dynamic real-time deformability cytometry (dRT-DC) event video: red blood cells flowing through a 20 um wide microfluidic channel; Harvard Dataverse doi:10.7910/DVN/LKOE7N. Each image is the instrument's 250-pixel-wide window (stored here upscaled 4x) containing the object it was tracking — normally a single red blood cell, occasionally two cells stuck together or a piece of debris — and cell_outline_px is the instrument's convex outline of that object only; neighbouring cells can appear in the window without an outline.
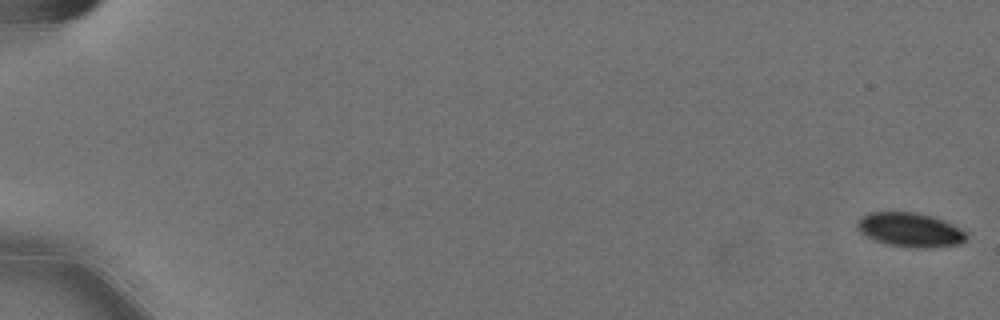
{"species": "Egyptian fruit bat (a non-hibernating species)", "species_latin": "Rousettus aegyptiacus", "temperature_condition": "cold", "stored_images_in_passage": 59, "camera_frame_rate_fps": 3000, "um_per_image_px": 0.085, "animal": {"sex": "female"}, "frame": {"image": 1, "passage_image": 1, "time_ms": 0.0, "image_size_px": [1000, 320], "cell_outline_px": [[968, 236], [960, 244], [928, 248], [912, 248], [888, 244], [876, 240], [860, 232], [856, 228], [856, 224], [860, 216], [868, 212], [916, 212], [932, 216], [944, 220], [960, 228]], "centroid_in_image_um": [77.34, 19.52], "position_along_channel_um": 7.7, "area_um2": 21.79}}
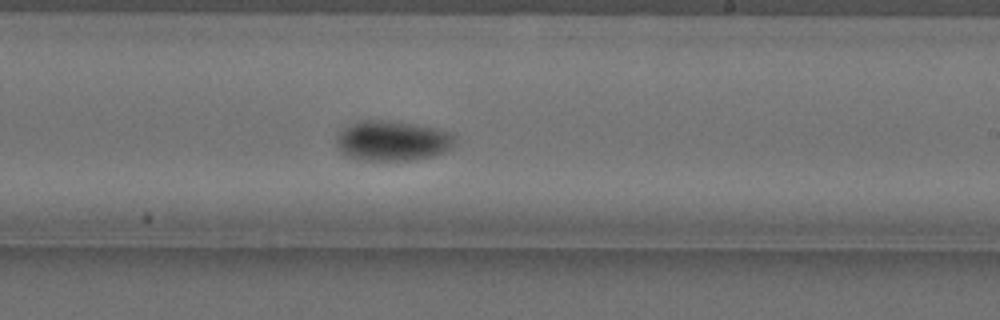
{"frame": {"image": 2, "passage_image": 37, "time_ms": 12.0, "image_size_px": [1000, 320], "cell_outline_px": [[456, 136], [452, 148], [436, 156], [416, 160], [364, 160], [344, 156], [336, 148], [336, 136], [344, 128], [360, 120], [388, 120], [416, 124], [456, 132]], "centroid_in_image_um": [33.39, 11.97], "position_along_channel_um": 255.6, "area_um2": 28.32}}
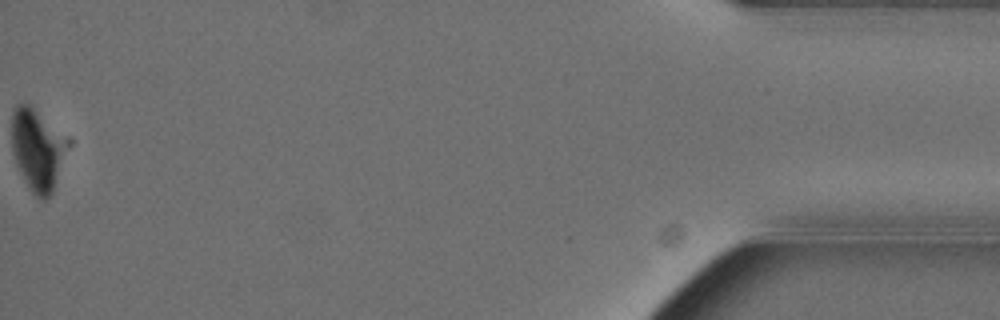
{"frame": {"image": 3, "passage_image": 59, "time_ms": 19.333, "image_size_px": [1000, 320], "cell_outline_px": [[60, 152], [52, 192], [44, 200], [40, 200], [32, 192], [24, 180], [16, 164], [12, 152], [12, 112], [16, 104], [28, 104], [32, 108]], "centroid_in_image_um": [2.88, 12.86], "position_along_channel_um": 432.3, "area_um2": 22.14}, "authors_computed_cell_mechanics": {"area_um2": 24.7962, "velocity_mm_per_s": 3.5666, "shape_relaxation_time_tau1_ms": 10.5603, "shape_relaxation_time_tau2_ms": null, "deformation_change_tau1": 0.1816, "deformation_change_tau2": null}}